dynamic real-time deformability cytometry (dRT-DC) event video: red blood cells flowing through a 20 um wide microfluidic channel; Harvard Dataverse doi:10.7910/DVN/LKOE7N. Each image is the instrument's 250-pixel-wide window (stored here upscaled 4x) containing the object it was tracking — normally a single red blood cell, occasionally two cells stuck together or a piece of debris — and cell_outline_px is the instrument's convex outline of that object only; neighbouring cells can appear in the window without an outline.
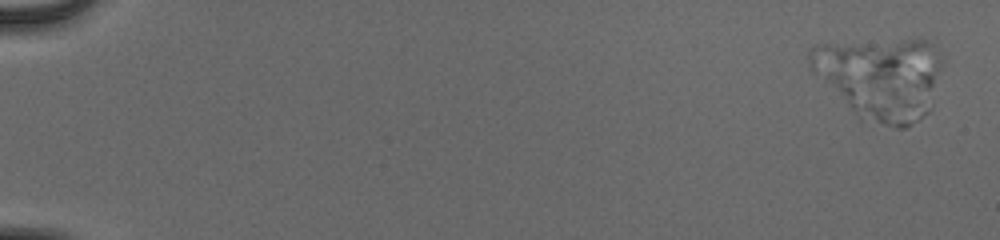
{"species": "human", "species_latin": "Homo sapiens", "temperature_condition": "cold", "stored_images_in_passage": 4, "camera_frame_rate_fps": 3000, "um_per_image_px": 0.085, "donor": {"sex": "male"}, "frame": {"image": 1, "passage_image": 3, "time_ms": 0.667, "image_size_px": [1000, 240], "cell_outline_px": [[944, 64], [932, 108], [928, 112], [904, 128], [896, 128], [860, 120], [812, 72], [808, 64], [808, 48], [812, 44], [900, 40], [928, 40], [932, 44], [944, 60]], "centroid_in_image_um": [74.85, 6.63], "position_along_channel_um": 10.1, "area_um2": 64.5}}